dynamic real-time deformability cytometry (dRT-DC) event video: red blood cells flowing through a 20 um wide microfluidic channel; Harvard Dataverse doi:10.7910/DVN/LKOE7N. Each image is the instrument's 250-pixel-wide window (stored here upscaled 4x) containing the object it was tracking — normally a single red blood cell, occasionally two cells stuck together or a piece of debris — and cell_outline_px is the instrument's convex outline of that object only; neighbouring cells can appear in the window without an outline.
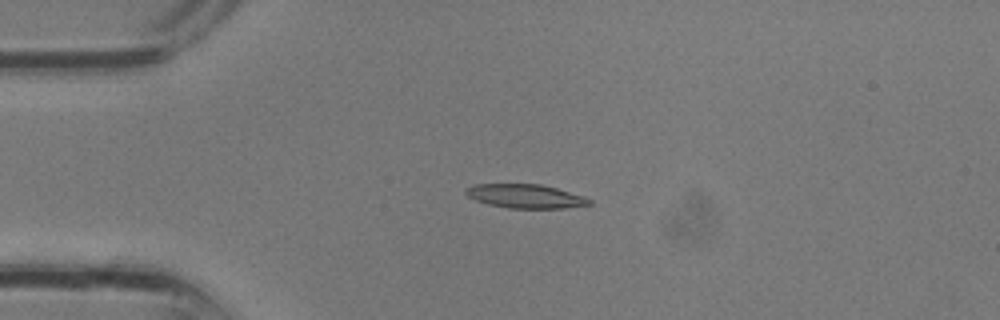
{"species": "common noctule bat (a hibernating species)", "species_latin": "Nyctalus noctula", "temperature_condition": "room temperature", "stored_images_in_passage": 3, "camera_frame_rate_fps": 3000, "um_per_image_px": 0.085, "animal": {"sex": "male", "body_mass_g": 13.3}, "frame": {"image": 1, "passage_image": 3, "time_ms": 0.667, "image_size_px": [1000, 320], "cell_outline_px": [[592, 204], [564, 208], [508, 208], [488, 204], [476, 200], [468, 196], [464, 192], [468, 188], [476, 184], [540, 184], [556, 188], [592, 200]], "centroid_in_image_um": [44.64, 16.68], "position_along_channel_um": 40.4, "area_um2": 16.88}}